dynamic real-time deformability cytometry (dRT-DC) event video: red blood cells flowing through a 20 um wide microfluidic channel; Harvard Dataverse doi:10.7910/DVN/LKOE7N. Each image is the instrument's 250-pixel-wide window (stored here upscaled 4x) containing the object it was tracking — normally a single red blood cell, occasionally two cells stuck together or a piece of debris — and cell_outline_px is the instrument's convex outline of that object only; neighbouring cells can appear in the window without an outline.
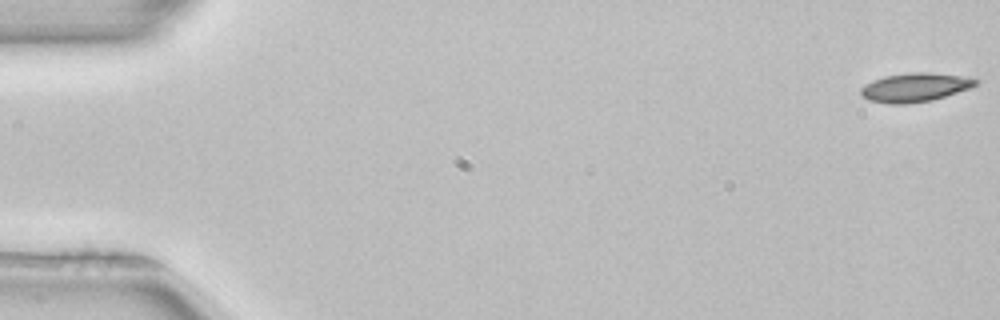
{"species": "common noctule bat (a hibernating species)", "species_latin": "Nyctalus noctula", "temperature_condition": "room temperature", "stored_images_in_passage": 52, "camera_frame_rate_fps": 3000, "um_per_image_px": 0.085, "animal": {"sex": "female", "body_mass_g": 22.7, "forearm_length_mm": 54.2}, "frame": {"image": 1, "passage_image": 1, "time_ms": 0.0, "image_size_px": [1000, 320], "cell_outline_px": [[980, 84], [932, 100], [908, 104], [888, 104], [868, 100], [860, 96], [860, 88], [872, 80], [884, 76], [912, 72], [928, 72], [968, 76], [980, 80]], "centroid_in_image_um": [77.77, 7.42], "position_along_channel_um": 7.2, "area_um2": 19.54}}
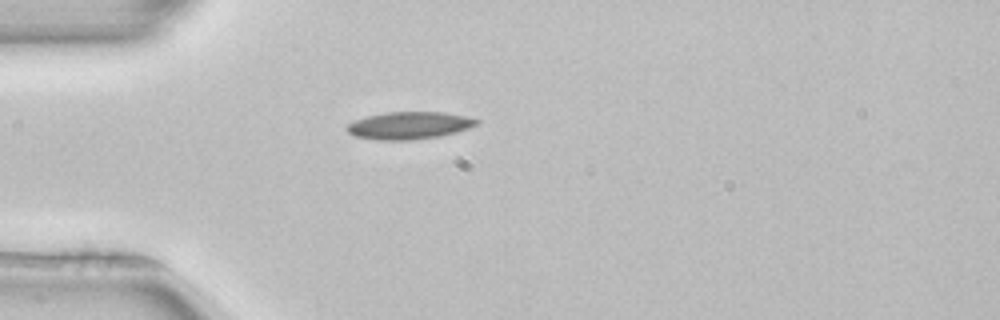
{"frame": {"image": 2, "passage_image": 15, "time_ms": 4.667, "image_size_px": [1000, 320], "cell_outline_px": [[480, 120], [476, 124], [468, 128], [456, 132], [440, 136], [412, 140], [376, 140], [356, 136], [348, 132], [344, 128], [348, 124], [356, 120], [368, 116], [384, 112], [444, 112], [464, 116]], "centroid_in_image_um": [34.76, 10.67], "position_along_channel_um": 50.2, "area_um2": 20.58}, "authors_computed_cell_mechanics": {"area_um2": 19.0162, "velocity_mm_per_s": 3.9533, "shape_relaxation_time_tau1_ms": 5.3949, "shape_relaxation_time_tau2_ms": null, "deformation_change_tau1": 0.0855, "deformation_change_tau2": null}}